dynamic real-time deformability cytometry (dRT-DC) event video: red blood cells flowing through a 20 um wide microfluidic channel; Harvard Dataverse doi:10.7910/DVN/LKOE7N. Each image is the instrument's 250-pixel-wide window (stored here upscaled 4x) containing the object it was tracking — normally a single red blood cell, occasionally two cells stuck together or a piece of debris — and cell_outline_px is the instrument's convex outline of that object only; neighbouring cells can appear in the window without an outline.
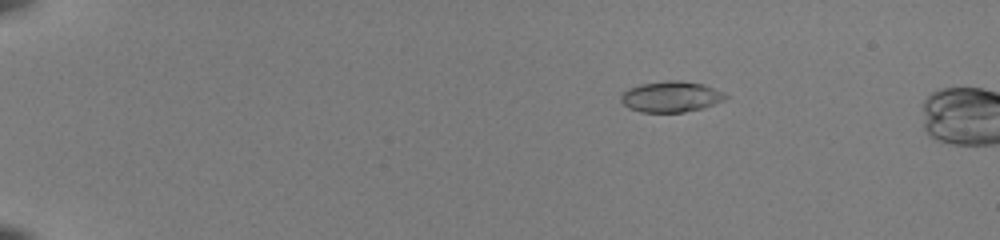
{"species": "common noctule bat (a hibernating species)", "species_latin": "Nyctalus noctula", "temperature_condition": "room temperature", "stored_images_in_passage": 12, "camera_frame_rate_fps": 3000, "um_per_image_px": 0.085, "animal": {"sex": "female", "body_mass_g": 22.0, "forearm_length_mm": 56.7}, "frame": {"image": 1, "passage_image": 4, "time_ms": 1.0, "image_size_px": [1000, 240], "cell_outline_px": [[728, 96], [724, 100], [700, 108], [684, 112], [640, 112], [628, 108], [620, 100], [620, 96], [628, 88], [640, 84], [668, 80], [680, 80], [704, 84]], "centroid_in_image_um": [56.97, 8.21], "position_along_channel_um": 28.0, "area_um2": 18.61}}